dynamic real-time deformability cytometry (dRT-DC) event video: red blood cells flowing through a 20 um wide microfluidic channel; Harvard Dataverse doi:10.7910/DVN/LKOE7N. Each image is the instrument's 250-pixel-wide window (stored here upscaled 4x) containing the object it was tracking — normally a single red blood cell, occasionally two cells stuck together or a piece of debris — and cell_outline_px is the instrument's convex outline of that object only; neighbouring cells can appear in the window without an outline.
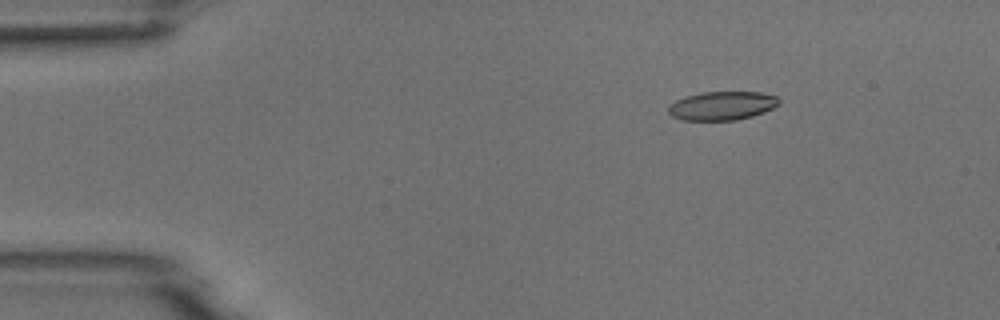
{"species": "common noctule bat (a hibernating species)", "species_latin": "Nyctalus noctula", "temperature_condition": "room temperature", "stored_images_in_passage": 5, "camera_frame_rate_fps": 3000, "um_per_image_px": 0.085, "animal": {"sex": "male", "body_mass_g": 18.8}, "frame": {"image": 1, "passage_image": 3, "time_ms": 2.0, "image_size_px": [1000, 320], "cell_outline_px": [[780, 104], [764, 112], [752, 116], [736, 120], [680, 120], [672, 116], [668, 112], [668, 104], [684, 96], [700, 92], [760, 92], [776, 96], [780, 100]], "centroid_in_image_um": [61.35, 8.98], "position_along_channel_um": 23.7, "area_um2": 18.67}}